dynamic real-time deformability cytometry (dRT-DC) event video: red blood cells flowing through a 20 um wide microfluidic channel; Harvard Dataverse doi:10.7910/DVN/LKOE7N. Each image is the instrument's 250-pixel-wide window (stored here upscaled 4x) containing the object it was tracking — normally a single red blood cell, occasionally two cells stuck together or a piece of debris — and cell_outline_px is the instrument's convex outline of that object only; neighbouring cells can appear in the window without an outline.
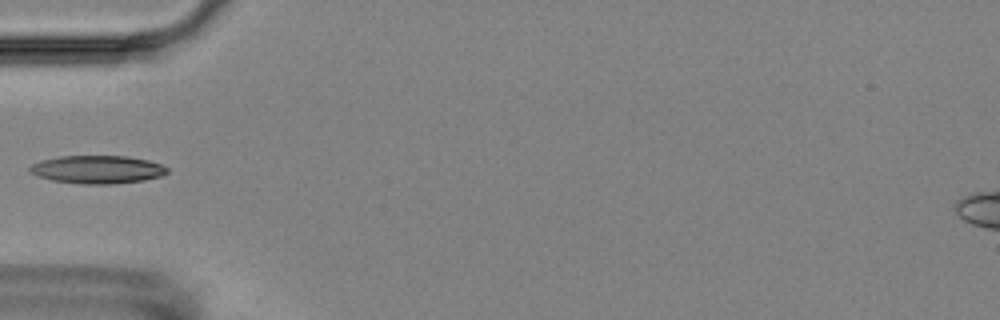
{"species": "Egyptian fruit bat (a non-hibernating species)", "species_latin": "Rousettus aegyptiacus", "temperature_condition": "room temperature", "stored_images_in_passage": 5, "camera_frame_rate_fps": 3000, "um_per_image_px": 0.085, "animal": {"sex": "female"}, "frame": {"image": 1, "passage_image": 5, "time_ms": 6.0, "image_size_px": [1000, 320], "cell_outline_px": [[168, 172], [160, 176], [144, 180], [112, 184], [84, 184], [52, 180], [36, 176], [28, 172], [28, 168], [32, 164], [40, 160], [60, 156], [128, 156], [148, 160], [160, 164], [168, 168]], "centroid_in_image_um": [8.24, 14.4], "position_along_channel_um": 76.8, "area_um2": 22.54}}